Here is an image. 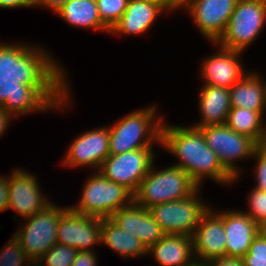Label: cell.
<instances>
[{
    "label": "cell",
    "instance_id": "obj_1",
    "mask_svg": "<svg viewBox=\"0 0 266 266\" xmlns=\"http://www.w3.org/2000/svg\"><path fill=\"white\" fill-rule=\"evenodd\" d=\"M161 144L181 160L174 166L187 172L199 187L204 177L225 184L234 181L220 164L217 154L206 144L200 129L163 123Z\"/></svg>",
    "mask_w": 266,
    "mask_h": 266
},
{
    "label": "cell",
    "instance_id": "obj_2",
    "mask_svg": "<svg viewBox=\"0 0 266 266\" xmlns=\"http://www.w3.org/2000/svg\"><path fill=\"white\" fill-rule=\"evenodd\" d=\"M54 62L41 48L0 44V78L22 85H67L64 70Z\"/></svg>",
    "mask_w": 266,
    "mask_h": 266
},
{
    "label": "cell",
    "instance_id": "obj_3",
    "mask_svg": "<svg viewBox=\"0 0 266 266\" xmlns=\"http://www.w3.org/2000/svg\"><path fill=\"white\" fill-rule=\"evenodd\" d=\"M67 85H22L17 79L0 78V107L11 116L65 107Z\"/></svg>",
    "mask_w": 266,
    "mask_h": 266
},
{
    "label": "cell",
    "instance_id": "obj_4",
    "mask_svg": "<svg viewBox=\"0 0 266 266\" xmlns=\"http://www.w3.org/2000/svg\"><path fill=\"white\" fill-rule=\"evenodd\" d=\"M153 165L134 194V201L146 209L187 198L200 188L187 172L177 166L156 172Z\"/></svg>",
    "mask_w": 266,
    "mask_h": 266
},
{
    "label": "cell",
    "instance_id": "obj_5",
    "mask_svg": "<svg viewBox=\"0 0 266 266\" xmlns=\"http://www.w3.org/2000/svg\"><path fill=\"white\" fill-rule=\"evenodd\" d=\"M156 108L134 111L109 127V152L117 155L140 148H152L161 143L162 117L155 123ZM146 135V140L144 136Z\"/></svg>",
    "mask_w": 266,
    "mask_h": 266
},
{
    "label": "cell",
    "instance_id": "obj_6",
    "mask_svg": "<svg viewBox=\"0 0 266 266\" xmlns=\"http://www.w3.org/2000/svg\"><path fill=\"white\" fill-rule=\"evenodd\" d=\"M97 173L86 181L80 204L70 207L72 210L83 215L108 218L134 201V194L129 189L106 179L99 171Z\"/></svg>",
    "mask_w": 266,
    "mask_h": 266
},
{
    "label": "cell",
    "instance_id": "obj_7",
    "mask_svg": "<svg viewBox=\"0 0 266 266\" xmlns=\"http://www.w3.org/2000/svg\"><path fill=\"white\" fill-rule=\"evenodd\" d=\"M266 22V0H239L225 32L214 43L242 52L260 34Z\"/></svg>",
    "mask_w": 266,
    "mask_h": 266
},
{
    "label": "cell",
    "instance_id": "obj_8",
    "mask_svg": "<svg viewBox=\"0 0 266 266\" xmlns=\"http://www.w3.org/2000/svg\"><path fill=\"white\" fill-rule=\"evenodd\" d=\"M66 209L51 203L43 211L28 217L25 226L15 233L33 263H38L39 259L57 243L59 219Z\"/></svg>",
    "mask_w": 266,
    "mask_h": 266
},
{
    "label": "cell",
    "instance_id": "obj_9",
    "mask_svg": "<svg viewBox=\"0 0 266 266\" xmlns=\"http://www.w3.org/2000/svg\"><path fill=\"white\" fill-rule=\"evenodd\" d=\"M198 191L187 198L148 209L165 234L193 236L203 214L209 209L196 195Z\"/></svg>",
    "mask_w": 266,
    "mask_h": 266
},
{
    "label": "cell",
    "instance_id": "obj_10",
    "mask_svg": "<svg viewBox=\"0 0 266 266\" xmlns=\"http://www.w3.org/2000/svg\"><path fill=\"white\" fill-rule=\"evenodd\" d=\"M199 129L208 147L217 154L222 167L236 180L240 173L234 161L253 156L258 144L248 136L233 131L226 124Z\"/></svg>",
    "mask_w": 266,
    "mask_h": 266
},
{
    "label": "cell",
    "instance_id": "obj_11",
    "mask_svg": "<svg viewBox=\"0 0 266 266\" xmlns=\"http://www.w3.org/2000/svg\"><path fill=\"white\" fill-rule=\"evenodd\" d=\"M152 148H140L117 155H109L99 172L108 180L121 184L135 194L141 180L154 163Z\"/></svg>",
    "mask_w": 266,
    "mask_h": 266
},
{
    "label": "cell",
    "instance_id": "obj_12",
    "mask_svg": "<svg viewBox=\"0 0 266 266\" xmlns=\"http://www.w3.org/2000/svg\"><path fill=\"white\" fill-rule=\"evenodd\" d=\"M102 218L83 215L68 207L59 219L57 243L78 251H91L90 246L101 242Z\"/></svg>",
    "mask_w": 266,
    "mask_h": 266
},
{
    "label": "cell",
    "instance_id": "obj_13",
    "mask_svg": "<svg viewBox=\"0 0 266 266\" xmlns=\"http://www.w3.org/2000/svg\"><path fill=\"white\" fill-rule=\"evenodd\" d=\"M239 0H190L185 5L199 31L216 43L226 30Z\"/></svg>",
    "mask_w": 266,
    "mask_h": 266
},
{
    "label": "cell",
    "instance_id": "obj_14",
    "mask_svg": "<svg viewBox=\"0 0 266 266\" xmlns=\"http://www.w3.org/2000/svg\"><path fill=\"white\" fill-rule=\"evenodd\" d=\"M194 253L198 260L209 262L226 256V241L223 213L208 209L202 216L192 236Z\"/></svg>",
    "mask_w": 266,
    "mask_h": 266
},
{
    "label": "cell",
    "instance_id": "obj_15",
    "mask_svg": "<svg viewBox=\"0 0 266 266\" xmlns=\"http://www.w3.org/2000/svg\"><path fill=\"white\" fill-rule=\"evenodd\" d=\"M39 190L35 176L21 169L14 170L9 176L8 209L16 210L25 218L43 211L51 202Z\"/></svg>",
    "mask_w": 266,
    "mask_h": 266
},
{
    "label": "cell",
    "instance_id": "obj_16",
    "mask_svg": "<svg viewBox=\"0 0 266 266\" xmlns=\"http://www.w3.org/2000/svg\"><path fill=\"white\" fill-rule=\"evenodd\" d=\"M64 164L93 166L100 169L109 152V128H96L76 138L68 148Z\"/></svg>",
    "mask_w": 266,
    "mask_h": 266
},
{
    "label": "cell",
    "instance_id": "obj_17",
    "mask_svg": "<svg viewBox=\"0 0 266 266\" xmlns=\"http://www.w3.org/2000/svg\"><path fill=\"white\" fill-rule=\"evenodd\" d=\"M226 241V256L243 258L254 238L259 234V225L244 212H223Z\"/></svg>",
    "mask_w": 266,
    "mask_h": 266
},
{
    "label": "cell",
    "instance_id": "obj_18",
    "mask_svg": "<svg viewBox=\"0 0 266 266\" xmlns=\"http://www.w3.org/2000/svg\"><path fill=\"white\" fill-rule=\"evenodd\" d=\"M220 50L204 61L201 72L206 80V85L230 89L233 84L246 75L242 70V63L239 61V55L242 52L223 47Z\"/></svg>",
    "mask_w": 266,
    "mask_h": 266
},
{
    "label": "cell",
    "instance_id": "obj_19",
    "mask_svg": "<svg viewBox=\"0 0 266 266\" xmlns=\"http://www.w3.org/2000/svg\"><path fill=\"white\" fill-rule=\"evenodd\" d=\"M165 9L147 0H129L126 11L109 31L115 34H141L151 27L156 17Z\"/></svg>",
    "mask_w": 266,
    "mask_h": 266
},
{
    "label": "cell",
    "instance_id": "obj_20",
    "mask_svg": "<svg viewBox=\"0 0 266 266\" xmlns=\"http://www.w3.org/2000/svg\"><path fill=\"white\" fill-rule=\"evenodd\" d=\"M147 253H152L161 266H185L192 262L194 253L193 238L189 235L165 234L151 246Z\"/></svg>",
    "mask_w": 266,
    "mask_h": 266
},
{
    "label": "cell",
    "instance_id": "obj_21",
    "mask_svg": "<svg viewBox=\"0 0 266 266\" xmlns=\"http://www.w3.org/2000/svg\"><path fill=\"white\" fill-rule=\"evenodd\" d=\"M199 106L203 118L200 123L192 127L199 129L206 126L226 124L231 109L229 89L205 84L200 93Z\"/></svg>",
    "mask_w": 266,
    "mask_h": 266
},
{
    "label": "cell",
    "instance_id": "obj_22",
    "mask_svg": "<svg viewBox=\"0 0 266 266\" xmlns=\"http://www.w3.org/2000/svg\"><path fill=\"white\" fill-rule=\"evenodd\" d=\"M257 74L245 75L233 84L230 91L231 107H240L252 111H264L266 108V83Z\"/></svg>",
    "mask_w": 266,
    "mask_h": 266
},
{
    "label": "cell",
    "instance_id": "obj_23",
    "mask_svg": "<svg viewBox=\"0 0 266 266\" xmlns=\"http://www.w3.org/2000/svg\"><path fill=\"white\" fill-rule=\"evenodd\" d=\"M101 243L126 258L147 254L143 243L134 235L121 229L110 217L102 218Z\"/></svg>",
    "mask_w": 266,
    "mask_h": 266
},
{
    "label": "cell",
    "instance_id": "obj_24",
    "mask_svg": "<svg viewBox=\"0 0 266 266\" xmlns=\"http://www.w3.org/2000/svg\"><path fill=\"white\" fill-rule=\"evenodd\" d=\"M55 12L73 26L110 31L100 19L96 0H69Z\"/></svg>",
    "mask_w": 266,
    "mask_h": 266
},
{
    "label": "cell",
    "instance_id": "obj_25",
    "mask_svg": "<svg viewBox=\"0 0 266 266\" xmlns=\"http://www.w3.org/2000/svg\"><path fill=\"white\" fill-rule=\"evenodd\" d=\"M263 112L231 107L226 125L233 131L246 135L261 145L265 134V126L262 121Z\"/></svg>",
    "mask_w": 266,
    "mask_h": 266
},
{
    "label": "cell",
    "instance_id": "obj_26",
    "mask_svg": "<svg viewBox=\"0 0 266 266\" xmlns=\"http://www.w3.org/2000/svg\"><path fill=\"white\" fill-rule=\"evenodd\" d=\"M164 235L165 232L153 219L149 210L138 205V227L136 237L143 243L145 248L148 250Z\"/></svg>",
    "mask_w": 266,
    "mask_h": 266
},
{
    "label": "cell",
    "instance_id": "obj_27",
    "mask_svg": "<svg viewBox=\"0 0 266 266\" xmlns=\"http://www.w3.org/2000/svg\"><path fill=\"white\" fill-rule=\"evenodd\" d=\"M129 0H96L102 23L111 30L126 11Z\"/></svg>",
    "mask_w": 266,
    "mask_h": 266
},
{
    "label": "cell",
    "instance_id": "obj_28",
    "mask_svg": "<svg viewBox=\"0 0 266 266\" xmlns=\"http://www.w3.org/2000/svg\"><path fill=\"white\" fill-rule=\"evenodd\" d=\"M78 250L73 247L56 243L40 259L46 260V265L40 266H71L77 256Z\"/></svg>",
    "mask_w": 266,
    "mask_h": 266
},
{
    "label": "cell",
    "instance_id": "obj_29",
    "mask_svg": "<svg viewBox=\"0 0 266 266\" xmlns=\"http://www.w3.org/2000/svg\"><path fill=\"white\" fill-rule=\"evenodd\" d=\"M26 261L27 264L33 263L14 235L0 253V266H22Z\"/></svg>",
    "mask_w": 266,
    "mask_h": 266
},
{
    "label": "cell",
    "instance_id": "obj_30",
    "mask_svg": "<svg viewBox=\"0 0 266 266\" xmlns=\"http://www.w3.org/2000/svg\"><path fill=\"white\" fill-rule=\"evenodd\" d=\"M124 231L136 237L138 227V204L133 201L110 217Z\"/></svg>",
    "mask_w": 266,
    "mask_h": 266
},
{
    "label": "cell",
    "instance_id": "obj_31",
    "mask_svg": "<svg viewBox=\"0 0 266 266\" xmlns=\"http://www.w3.org/2000/svg\"><path fill=\"white\" fill-rule=\"evenodd\" d=\"M250 210L244 212L249 215L259 226L266 222V192L254 188L249 195Z\"/></svg>",
    "mask_w": 266,
    "mask_h": 266
},
{
    "label": "cell",
    "instance_id": "obj_32",
    "mask_svg": "<svg viewBox=\"0 0 266 266\" xmlns=\"http://www.w3.org/2000/svg\"><path fill=\"white\" fill-rule=\"evenodd\" d=\"M245 266H266V239L259 233L242 258Z\"/></svg>",
    "mask_w": 266,
    "mask_h": 266
},
{
    "label": "cell",
    "instance_id": "obj_33",
    "mask_svg": "<svg viewBox=\"0 0 266 266\" xmlns=\"http://www.w3.org/2000/svg\"><path fill=\"white\" fill-rule=\"evenodd\" d=\"M253 156L257 158V166H256V181L257 186L255 188L266 192V149L258 145L254 151Z\"/></svg>",
    "mask_w": 266,
    "mask_h": 266
},
{
    "label": "cell",
    "instance_id": "obj_34",
    "mask_svg": "<svg viewBox=\"0 0 266 266\" xmlns=\"http://www.w3.org/2000/svg\"><path fill=\"white\" fill-rule=\"evenodd\" d=\"M93 251H78L71 266H97L96 256Z\"/></svg>",
    "mask_w": 266,
    "mask_h": 266
},
{
    "label": "cell",
    "instance_id": "obj_35",
    "mask_svg": "<svg viewBox=\"0 0 266 266\" xmlns=\"http://www.w3.org/2000/svg\"><path fill=\"white\" fill-rule=\"evenodd\" d=\"M209 266H245L241 257L224 256L208 262Z\"/></svg>",
    "mask_w": 266,
    "mask_h": 266
},
{
    "label": "cell",
    "instance_id": "obj_36",
    "mask_svg": "<svg viewBox=\"0 0 266 266\" xmlns=\"http://www.w3.org/2000/svg\"><path fill=\"white\" fill-rule=\"evenodd\" d=\"M9 177H0V211L8 209L9 203Z\"/></svg>",
    "mask_w": 266,
    "mask_h": 266
},
{
    "label": "cell",
    "instance_id": "obj_37",
    "mask_svg": "<svg viewBox=\"0 0 266 266\" xmlns=\"http://www.w3.org/2000/svg\"><path fill=\"white\" fill-rule=\"evenodd\" d=\"M33 6V0H0L1 8H22Z\"/></svg>",
    "mask_w": 266,
    "mask_h": 266
},
{
    "label": "cell",
    "instance_id": "obj_38",
    "mask_svg": "<svg viewBox=\"0 0 266 266\" xmlns=\"http://www.w3.org/2000/svg\"><path fill=\"white\" fill-rule=\"evenodd\" d=\"M69 0H33V5H40L57 11L61 6L66 4Z\"/></svg>",
    "mask_w": 266,
    "mask_h": 266
},
{
    "label": "cell",
    "instance_id": "obj_39",
    "mask_svg": "<svg viewBox=\"0 0 266 266\" xmlns=\"http://www.w3.org/2000/svg\"><path fill=\"white\" fill-rule=\"evenodd\" d=\"M11 117L14 116H11L3 108L0 107V135L5 132Z\"/></svg>",
    "mask_w": 266,
    "mask_h": 266
},
{
    "label": "cell",
    "instance_id": "obj_40",
    "mask_svg": "<svg viewBox=\"0 0 266 266\" xmlns=\"http://www.w3.org/2000/svg\"><path fill=\"white\" fill-rule=\"evenodd\" d=\"M147 1H151L161 5L165 9V11L170 9L173 10L179 7L176 0H147Z\"/></svg>",
    "mask_w": 266,
    "mask_h": 266
},
{
    "label": "cell",
    "instance_id": "obj_41",
    "mask_svg": "<svg viewBox=\"0 0 266 266\" xmlns=\"http://www.w3.org/2000/svg\"><path fill=\"white\" fill-rule=\"evenodd\" d=\"M185 266H209V265H208V262L194 259L192 262H190L189 264H186Z\"/></svg>",
    "mask_w": 266,
    "mask_h": 266
},
{
    "label": "cell",
    "instance_id": "obj_42",
    "mask_svg": "<svg viewBox=\"0 0 266 266\" xmlns=\"http://www.w3.org/2000/svg\"><path fill=\"white\" fill-rule=\"evenodd\" d=\"M259 233L266 239V222L259 226Z\"/></svg>",
    "mask_w": 266,
    "mask_h": 266
},
{
    "label": "cell",
    "instance_id": "obj_43",
    "mask_svg": "<svg viewBox=\"0 0 266 266\" xmlns=\"http://www.w3.org/2000/svg\"><path fill=\"white\" fill-rule=\"evenodd\" d=\"M190 0H176L179 7L185 6L186 3H188Z\"/></svg>",
    "mask_w": 266,
    "mask_h": 266
},
{
    "label": "cell",
    "instance_id": "obj_44",
    "mask_svg": "<svg viewBox=\"0 0 266 266\" xmlns=\"http://www.w3.org/2000/svg\"><path fill=\"white\" fill-rule=\"evenodd\" d=\"M261 146H263L266 149V127H265V134H264V138H263V141L261 143Z\"/></svg>",
    "mask_w": 266,
    "mask_h": 266
},
{
    "label": "cell",
    "instance_id": "obj_45",
    "mask_svg": "<svg viewBox=\"0 0 266 266\" xmlns=\"http://www.w3.org/2000/svg\"><path fill=\"white\" fill-rule=\"evenodd\" d=\"M30 265H31V266H40V265H39V263H34V264L32 263V264H28V266H30Z\"/></svg>",
    "mask_w": 266,
    "mask_h": 266
}]
</instances>
